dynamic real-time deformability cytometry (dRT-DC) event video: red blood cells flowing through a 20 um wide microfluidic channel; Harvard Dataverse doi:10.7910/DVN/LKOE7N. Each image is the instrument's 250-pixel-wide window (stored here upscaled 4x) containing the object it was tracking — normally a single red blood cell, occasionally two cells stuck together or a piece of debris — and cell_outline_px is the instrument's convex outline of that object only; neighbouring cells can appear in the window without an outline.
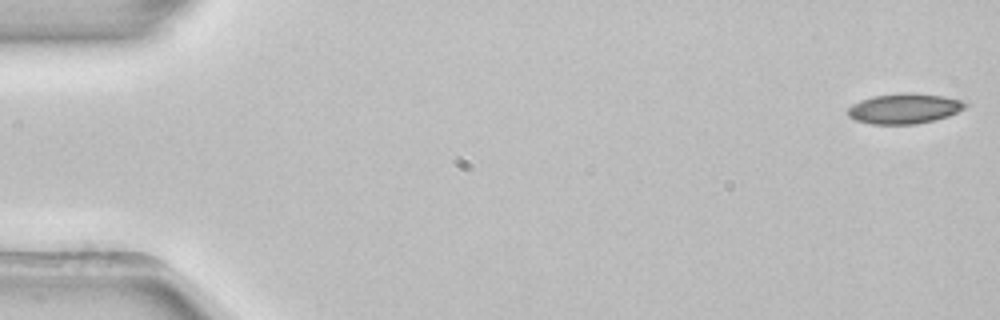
{"species": "common noctule bat (a hibernating species)", "species_latin": "Nyctalus noctula", "temperature_condition": "room temperature", "stored_images_in_passage": 12, "camera_frame_rate_fps": 3000, "um_per_image_px": 0.085, "animal": {"sex": "female", "body_mass_g": 22.7, "forearm_length_mm": 54.2}, "frame": {"image": 1, "passage_image": 1, "time_ms": 0.0, "image_size_px": [1000, 320], "cell_outline_px": [[968, 104], [964, 108], [948, 116], [916, 124], [872, 124], [856, 120], [848, 116], [848, 108], [852, 104], [860, 100], [872, 96], [900, 92], [908, 92], [944, 96], [960, 100]], "centroid_in_image_um": [76.83, 9.21], "position_along_channel_um": 8.2, "area_um2": 20.63}}